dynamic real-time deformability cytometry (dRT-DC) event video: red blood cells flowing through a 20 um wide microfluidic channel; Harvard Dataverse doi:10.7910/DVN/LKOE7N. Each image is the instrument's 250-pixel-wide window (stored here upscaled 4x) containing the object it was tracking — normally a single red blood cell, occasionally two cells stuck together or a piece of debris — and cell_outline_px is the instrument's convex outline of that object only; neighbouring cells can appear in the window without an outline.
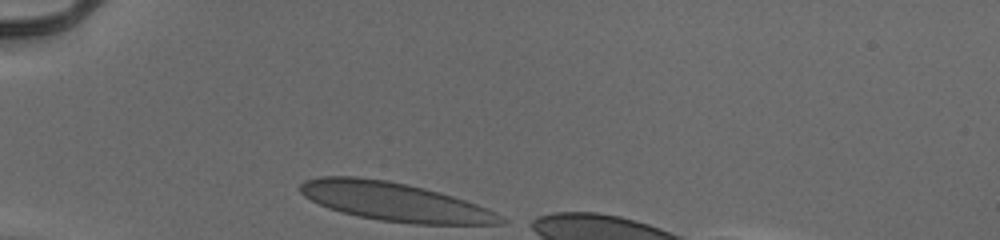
{"species": "human", "species_latin": "Homo sapiens", "temperature_condition": "cold", "stored_images_in_passage": 7, "camera_frame_rate_fps": 3000, "um_per_image_px": 0.085, "donor": {"sex": "male"}, "frame": {"image": 1, "passage_image": 1, "time_ms": 0.0, "image_size_px": [1000, 240], "cell_outline_px": [[508, 220], [504, 224], [416, 224], [380, 220], [356, 216], [340, 212], [328, 208], [304, 196], [300, 192], [300, 184], [304, 180], [320, 176], [356, 176], [388, 180], [424, 188], [452, 196], [488, 208], [496, 212]], "centroid_in_image_um": [33.54, 17.15], "position_along_channel_um": 51.5, "area_um2": 45.08}}
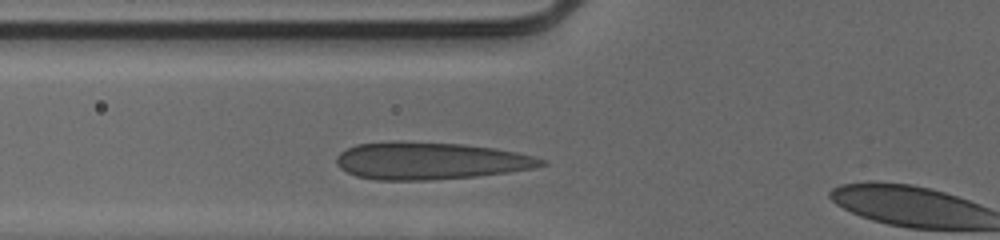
{"frame": {"image": 2, "passage_image": 6, "time_ms": 1.667, "image_size_px": [1000, 240], "cell_outline_px": [[548, 164], [532, 168], [508, 172], [476, 176], [428, 180], [376, 180], [356, 176], [340, 168], [336, 164], [336, 156], [340, 152], [356, 144], [396, 140], [400, 140], [464, 144], [496, 148], [516, 152], [548, 160]], "centroid_in_image_um": [36.54, 13.65], "position_along_channel_um": 89.3, "area_um2": 44.85}}